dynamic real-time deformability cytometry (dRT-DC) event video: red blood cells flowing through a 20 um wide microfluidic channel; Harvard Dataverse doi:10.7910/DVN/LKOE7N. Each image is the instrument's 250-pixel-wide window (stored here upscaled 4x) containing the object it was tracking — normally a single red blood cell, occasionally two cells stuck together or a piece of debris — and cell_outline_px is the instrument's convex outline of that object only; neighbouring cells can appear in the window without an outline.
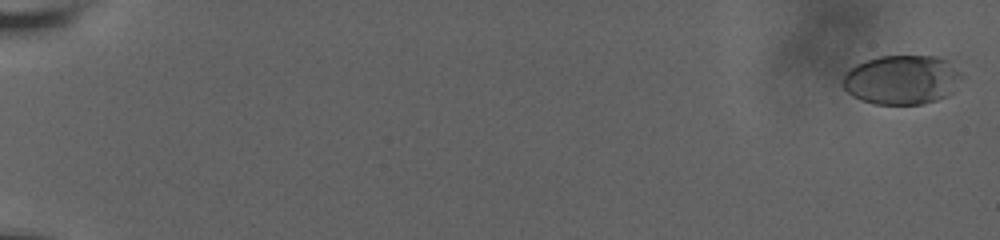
{"species": "human", "species_latin": "Homo sapiens", "temperature_condition": "room temperature", "stored_images_in_passage": 33, "camera_frame_rate_fps": 3000, "um_per_image_px": 0.085, "donor": {"sex": "male"}, "frame": {"image": 1, "passage_image": 1, "time_ms": 0.0, "image_size_px": [1000, 240], "cell_outline_px": [[968, 76], [948, 96], [924, 104], [872, 104], [860, 100], [852, 96], [840, 84], [840, 80], [844, 72], [856, 64], [864, 60], [880, 56], [940, 56], [948, 60], [964, 72]], "centroid_in_image_um": [76.7, 6.77], "position_along_channel_um": 8.3, "area_um2": 35.37}}
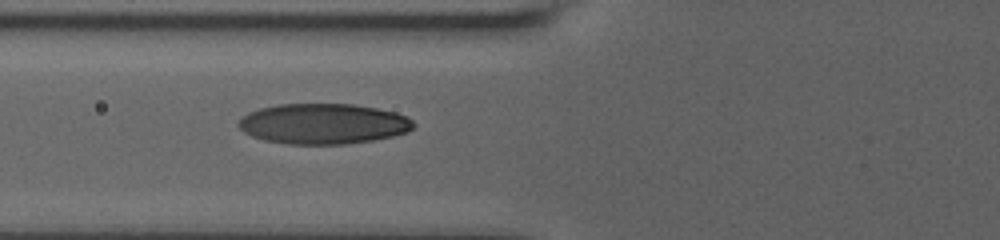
{"frame": {"image": 2, "passage_image": 27, "time_ms": 8.667, "image_size_px": [1000, 240], "cell_outline_px": [[416, 124], [408, 132], [392, 136], [372, 140], [344, 144], [288, 144], [264, 140], [252, 136], [244, 132], [236, 124], [248, 112], [260, 108], [276, 104], [352, 104], [376, 108], [396, 112], [408, 116]], "centroid_in_image_um": [27.48, 10.52], "position_along_channel_um": 98.3, "area_um2": 41.33}}
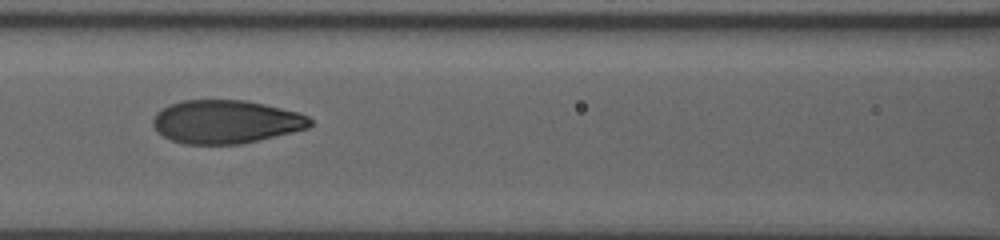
{"frame": {"image": 3, "passage_image": 32, "time_ms": 10.0, "image_size_px": [1000, 240], "cell_outline_px": [[312, 124], [308, 128], [292, 132], [240, 144], [184, 144], [172, 140], [156, 132], [152, 124], [152, 120], [156, 112], [160, 108], [168, 104], [184, 100], [244, 100], [264, 104], [300, 112], [308, 116], [312, 120]], "centroid_in_image_um": [19.17, 10.34], "position_along_channel_um": 147.4, "area_um2": 39.88}}